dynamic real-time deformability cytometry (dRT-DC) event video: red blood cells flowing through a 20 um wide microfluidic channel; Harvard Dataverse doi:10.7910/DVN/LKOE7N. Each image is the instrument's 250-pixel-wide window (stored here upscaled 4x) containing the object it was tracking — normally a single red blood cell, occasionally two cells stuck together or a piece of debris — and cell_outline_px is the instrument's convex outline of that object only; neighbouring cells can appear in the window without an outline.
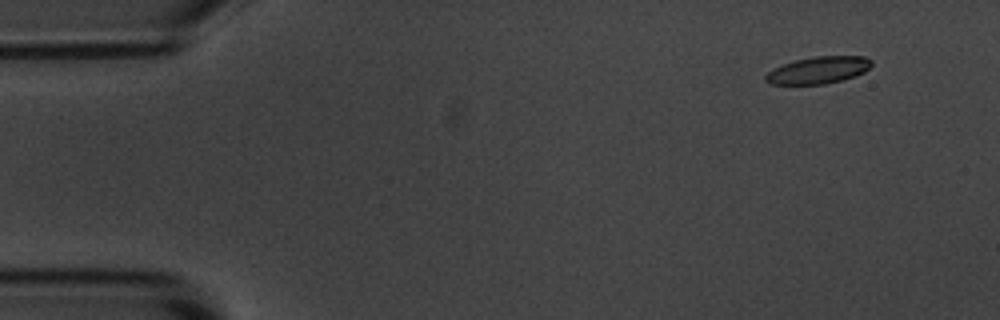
{"species": "common noctule bat (a hibernating species)", "species_latin": "Nyctalus noctula", "temperature_condition": "room temperature", "stored_images_in_passage": 5, "camera_frame_rate_fps": 3000, "um_per_image_px": 0.085, "animal": {"sex": "male", "body_mass_g": 20.1, "forearm_length_mm": 53.5}, "frame": {"image": 1, "passage_image": 2, "time_ms": 1.333, "image_size_px": [1000, 320], "cell_outline_px": [[872, 64], [864, 72], [856, 76], [824, 84], [768, 84], [764, 80], [764, 76], [768, 72], [784, 64], [796, 60], [816, 56], [864, 56], [872, 60]], "centroid_in_image_um": [69.56, 5.96], "position_along_channel_um": 15.4, "area_um2": 16.53}}
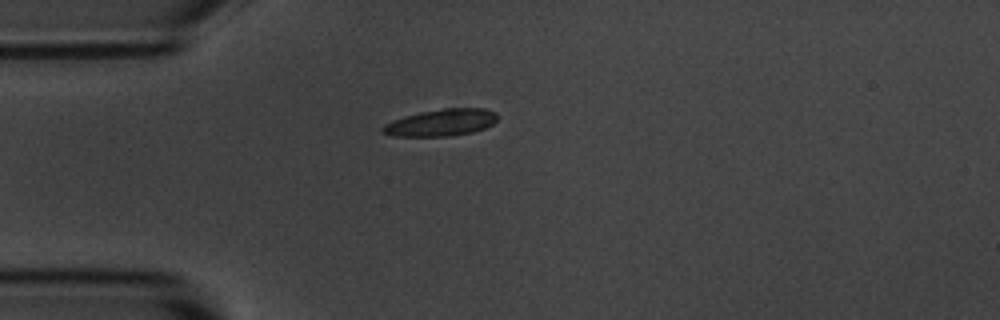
{"frame": {"image": 2, "passage_image": 5, "time_ms": 4.667, "image_size_px": [1000, 320], "cell_outline_px": [[496, 120], [492, 124], [484, 128], [472, 132], [448, 136], [392, 136], [380, 132], [380, 128], [384, 124], [392, 120], [404, 116], [420, 112], [444, 108], [484, 108], [496, 112]], "centroid_in_image_um": [37.44, 10.42], "position_along_channel_um": 47.6, "area_um2": 18.03}}